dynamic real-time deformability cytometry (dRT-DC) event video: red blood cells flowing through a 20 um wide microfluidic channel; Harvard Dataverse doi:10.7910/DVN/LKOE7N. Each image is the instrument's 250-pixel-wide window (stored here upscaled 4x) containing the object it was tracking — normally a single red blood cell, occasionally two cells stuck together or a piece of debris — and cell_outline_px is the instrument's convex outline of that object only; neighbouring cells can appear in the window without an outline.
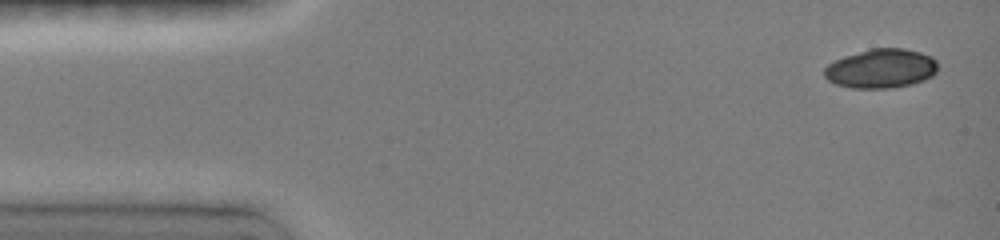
{"species": "common noctule bat (a hibernating species)", "species_latin": "Nyctalus noctula", "temperature_condition": "room temperature", "stored_images_in_passage": 29, "camera_frame_rate_fps": 3000, "um_per_image_px": 0.085, "animal": {"sex": "female", "body_mass_g": 19.0, "forearm_length_mm": 51.5}, "frame": {"image": 1, "passage_image": 1, "time_ms": 0.0, "image_size_px": [1000, 240], "cell_outline_px": [[936, 72], [932, 76], [924, 80], [912, 84], [892, 88], [852, 88], [836, 84], [828, 80], [824, 76], [824, 68], [828, 64], [844, 56], [872, 48], [904, 48], [920, 52], [932, 56], [936, 60]], "centroid_in_image_um": [74.89, 5.82], "position_along_channel_um": 10.1, "area_um2": 25.95}}
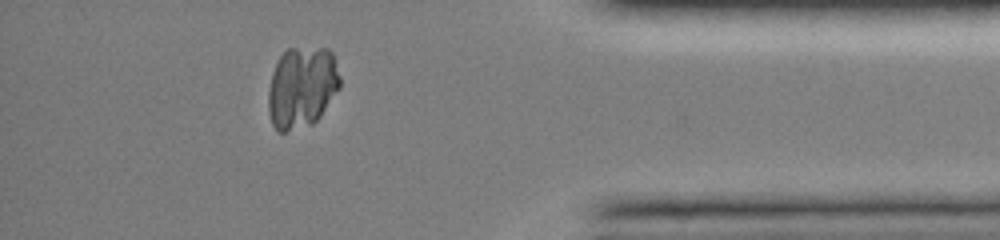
{"frame": {"image": 2, "passage_image": 25, "time_ms": 13.0, "image_size_px": [1000, 240], "cell_outline_px": [[340, 88], [320, 116], [312, 124], [284, 132], [276, 132], [272, 124], [268, 112], [268, 92], [272, 72], [280, 56], [288, 48], [328, 48], [332, 52], [340, 76]], "centroid_in_image_um": [25.65, 7.42], "position_along_channel_um": 409.6, "area_um2": 34.22}}